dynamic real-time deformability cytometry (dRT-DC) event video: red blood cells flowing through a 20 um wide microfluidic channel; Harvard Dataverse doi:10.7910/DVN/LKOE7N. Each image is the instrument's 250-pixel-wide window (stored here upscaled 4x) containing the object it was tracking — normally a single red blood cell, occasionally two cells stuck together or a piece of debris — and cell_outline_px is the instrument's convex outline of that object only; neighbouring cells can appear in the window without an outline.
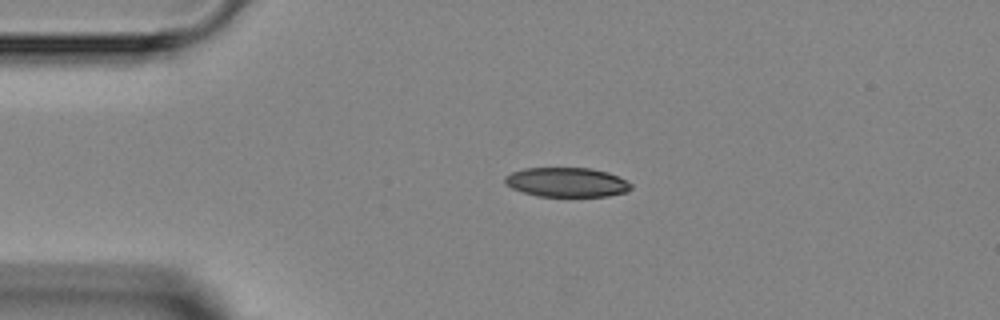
{"species": "Egyptian fruit bat (a non-hibernating species)", "species_latin": "Rousettus aegyptiacus", "temperature_condition": "room temperature", "stored_images_in_passage": 3, "camera_frame_rate_fps": 3000, "um_per_image_px": 0.085, "animal": {"sex": "female"}, "frame": {"image": 1, "passage_image": 1, "time_ms": 0.0, "image_size_px": [1000, 320], "cell_outline_px": [[632, 188], [628, 192], [608, 196], [536, 196], [512, 188], [504, 184], [504, 176], [512, 172], [524, 168], [592, 168], [608, 172], [632, 184]], "centroid_in_image_um": [48.16, 15.49], "position_along_channel_um": 36.8, "area_um2": 21.68}}